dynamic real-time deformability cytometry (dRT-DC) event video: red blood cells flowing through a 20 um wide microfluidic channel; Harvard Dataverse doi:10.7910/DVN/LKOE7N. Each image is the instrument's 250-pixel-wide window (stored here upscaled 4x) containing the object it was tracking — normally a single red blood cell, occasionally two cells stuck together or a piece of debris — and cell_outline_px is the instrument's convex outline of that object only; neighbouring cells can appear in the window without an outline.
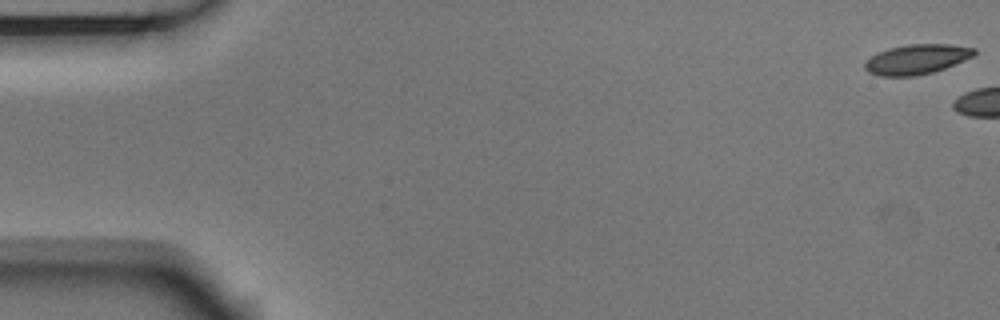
{"species": "Egyptian fruit bat (a non-hibernating species)", "species_latin": "Rousettus aegyptiacus", "temperature_condition": "room temperature", "stored_images_in_passage": 5, "camera_frame_rate_fps": 3000, "um_per_image_px": 0.085, "animal": {"sex": "male"}, "frame": {"image": 1, "passage_image": 1, "time_ms": 0.0, "image_size_px": [1000, 320], "cell_outline_px": [[976, 52], [972, 56], [964, 60], [944, 68], [932, 72], [916, 76], [880, 76], [868, 72], [864, 68], [864, 64], [872, 56], [888, 48], [908, 44], [948, 44], [976, 48]], "centroid_in_image_um": [77.91, 5.04], "position_along_channel_um": 7.1, "area_um2": 18.84}}